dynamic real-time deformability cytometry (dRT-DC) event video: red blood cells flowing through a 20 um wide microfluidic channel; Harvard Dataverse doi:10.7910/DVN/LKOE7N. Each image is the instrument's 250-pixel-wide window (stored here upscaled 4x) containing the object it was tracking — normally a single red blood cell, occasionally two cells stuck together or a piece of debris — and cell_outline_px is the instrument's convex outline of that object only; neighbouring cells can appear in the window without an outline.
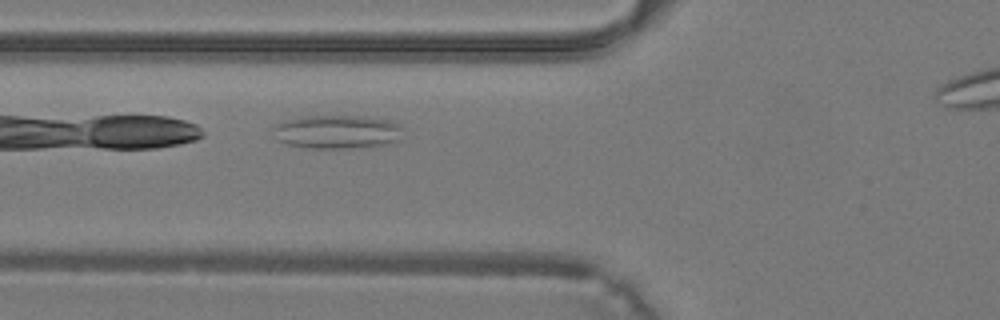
{"species": "common noctule bat (a hibernating species)", "species_latin": "Nyctalus noctula", "temperature_condition": "warm", "stored_images_in_passage": 25, "camera_frame_rate_fps": 3000, "um_per_image_px": 0.085, "animal": {"sex": "male", "body_mass_g": 19.2, "forearm_length_mm": 51.8}, "frame": {"image": 1, "passage_image": 3, "time_ms": 0.667, "image_size_px": [1000, 320], "cell_outline_px": [[404, 140], [388, 144], [352, 148], [308, 148], [288, 144], [276, 140], [272, 128], [276, 124], [288, 120], [304, 116], [364, 116], [388, 120], [400, 124], [404, 128]], "centroid_in_image_um": [28.74, 11.21], "position_along_channel_um": 97.1, "area_um2": 25.89}}
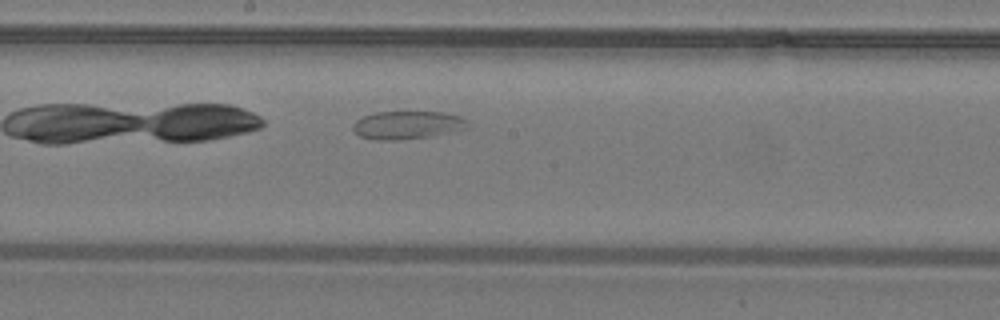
{"frame": {"image": 2, "passage_image": 10, "time_ms": 3.0, "image_size_px": [1000, 320], "cell_outline_px": [[472, 124], [468, 128], [428, 136], [396, 140], [380, 140], [360, 136], [352, 128], [352, 124], [356, 120], [364, 116], [376, 112], [440, 112], [460, 116], [468, 120]], "centroid_in_image_um": [34.65, 10.62], "position_along_channel_um": 213.6, "area_um2": 18.61}}
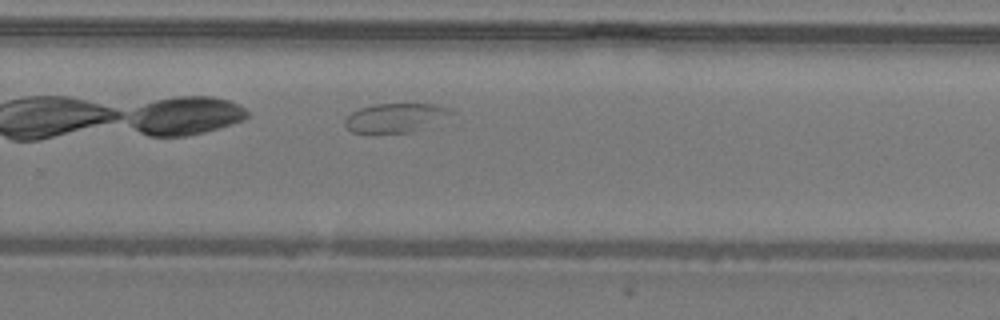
{"frame": {"image": 3, "passage_image": 15, "time_ms": 4.667, "image_size_px": [1000, 320], "cell_outline_px": [[452, 112], [412, 132], [372, 136], [352, 132], [344, 124], [344, 120], [352, 112], [360, 108], [376, 104], [436, 104], [448, 108]], "centroid_in_image_um": [33.44, 10.06], "position_along_channel_um": 296.4, "area_um2": 17.98}}